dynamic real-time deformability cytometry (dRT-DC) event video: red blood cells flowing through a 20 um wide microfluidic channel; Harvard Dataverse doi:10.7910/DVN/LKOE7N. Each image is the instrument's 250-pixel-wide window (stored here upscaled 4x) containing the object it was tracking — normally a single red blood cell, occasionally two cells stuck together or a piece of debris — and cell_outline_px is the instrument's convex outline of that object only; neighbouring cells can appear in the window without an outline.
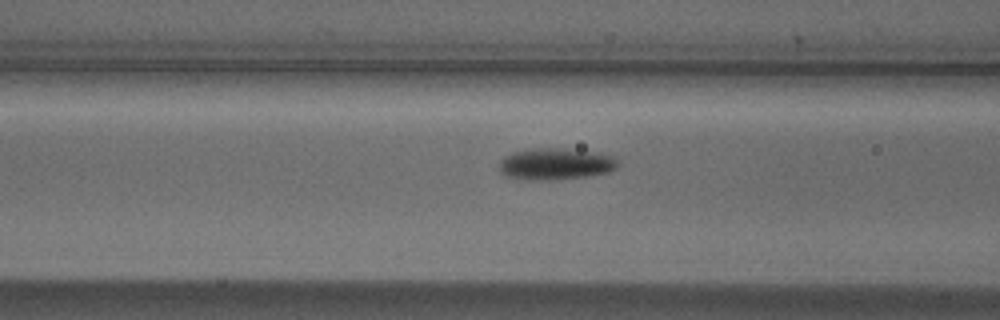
{"species": "Egyptian fruit bat (a non-hibernating species)", "species_latin": "Rousettus aegyptiacus", "temperature_condition": "cold", "stored_images_in_passage": 39, "camera_frame_rate_fps": 3000, "um_per_image_px": 0.085, "animal": {"sex": "male"}, "frame": {"image": 1, "passage_image": 18, "time_ms": 5.667, "image_size_px": [1000, 320], "cell_outline_px": [[620, 164], [616, 168], [608, 172], [588, 176], [552, 180], [528, 180], [508, 176], [500, 172], [500, 160], [504, 156], [512, 152], [532, 148], [560, 148], [616, 156]], "centroid_in_image_um": [47.22, 13.94], "position_along_channel_um": 119.4, "area_um2": 21.85}}
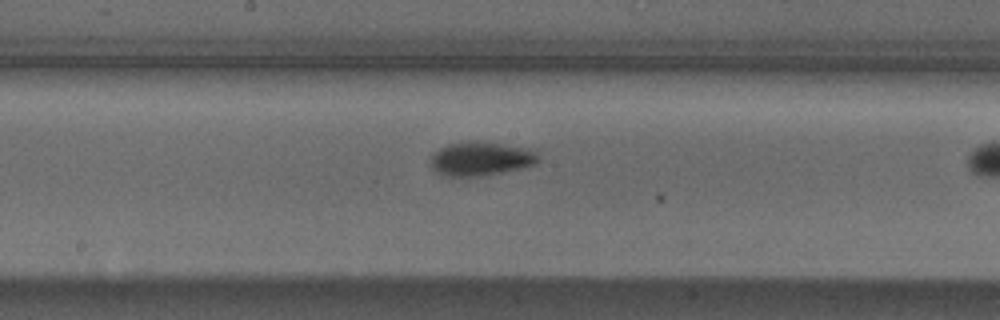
{"frame": {"image": 2, "passage_image": 25, "time_ms": 8.0, "image_size_px": [1000, 320], "cell_outline_px": [[540, 160], [536, 164], [520, 168], [480, 176], [444, 176], [436, 172], [432, 168], [432, 152], [448, 144], [468, 140], [476, 140], [528, 148], [536, 152], [540, 156]], "centroid_in_image_um": [40.87, 13.47], "position_along_channel_um": 207.3, "area_um2": 21.39}}
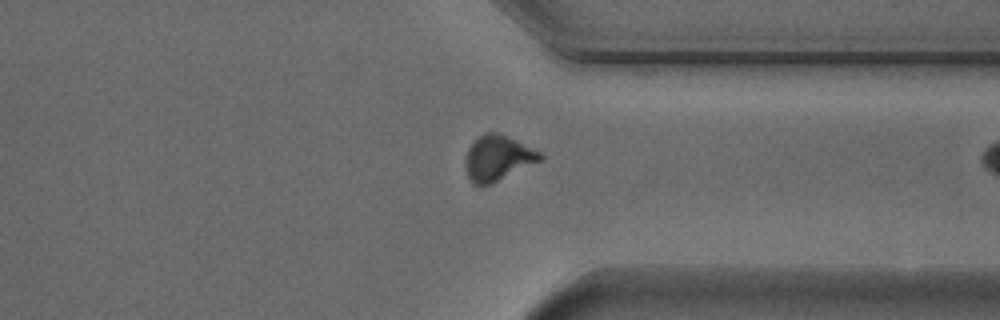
{"frame": {"image": 3, "passage_image": 38, "time_ms": 12.333, "image_size_px": [1000, 320], "cell_outline_px": [[544, 160], [492, 184], [472, 184], [468, 176], [464, 164], [468, 148], [484, 132], [500, 132], [540, 152], [544, 156]], "centroid_in_image_um": [42.34, 13.44], "position_along_channel_um": 369.1, "area_um2": 19.88}}